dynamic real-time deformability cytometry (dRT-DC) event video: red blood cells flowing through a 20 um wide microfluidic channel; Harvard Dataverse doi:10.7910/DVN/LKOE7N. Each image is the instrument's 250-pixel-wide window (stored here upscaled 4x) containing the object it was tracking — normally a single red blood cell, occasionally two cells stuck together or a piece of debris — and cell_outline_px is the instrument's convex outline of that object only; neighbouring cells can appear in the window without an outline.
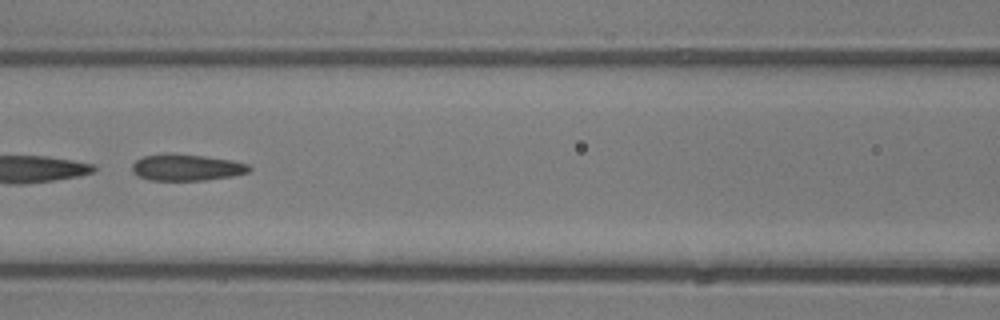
{"species": "common noctule bat (a hibernating species)", "species_latin": "Nyctalus noctula", "temperature_condition": "room temperature", "stored_images_in_passage": 47, "camera_frame_rate_fps": 3000, "um_per_image_px": 0.085, "animal": {"sex": "male", "body_mass_g": 13.3}, "frame": {"image": 1, "passage_image": 21, "time_ms": 6.667, "image_size_px": [1000, 320], "cell_outline_px": [[252, 168], [248, 172], [232, 176], [204, 180], [148, 180], [136, 176], [132, 172], [132, 164], [136, 160], [144, 156], [204, 156], [232, 160], [248, 164]], "centroid_in_image_um": [15.88, 14.28], "position_along_channel_um": 150.7, "area_um2": 17.4}}
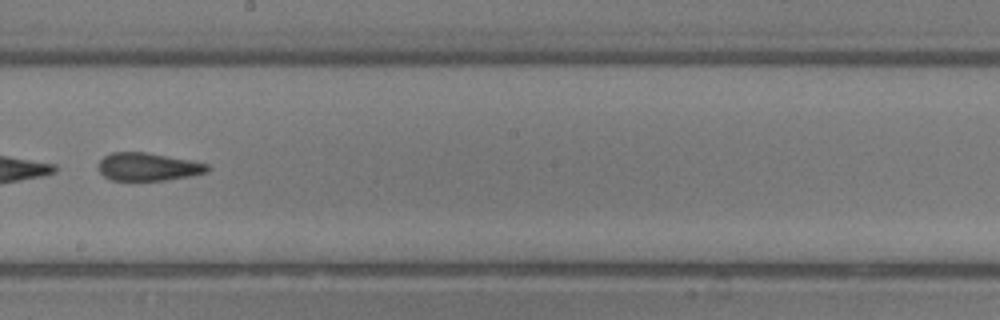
{"frame": {"image": 2, "passage_image": 27, "time_ms": 8.667, "image_size_px": [1000, 320], "cell_outline_px": [[212, 168], [208, 172], [192, 176], [164, 180], [112, 180], [104, 176], [100, 172], [100, 160], [104, 156], [112, 152], [148, 152], [208, 164]], "centroid_in_image_um": [12.62, 14.18], "position_along_channel_um": 235.6, "area_um2": 17.69}}